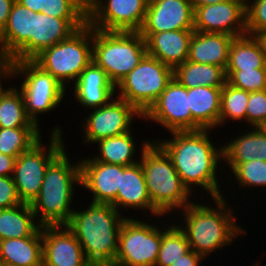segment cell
Masks as SVG:
<instances>
[{"label":"cell","mask_w":266,"mask_h":266,"mask_svg":"<svg viewBox=\"0 0 266 266\" xmlns=\"http://www.w3.org/2000/svg\"><path fill=\"white\" fill-rule=\"evenodd\" d=\"M10 66V59L0 54V78L4 76H7V78L13 77V73L10 69Z\"/></svg>","instance_id":"45"},{"label":"cell","mask_w":266,"mask_h":266,"mask_svg":"<svg viewBox=\"0 0 266 266\" xmlns=\"http://www.w3.org/2000/svg\"><path fill=\"white\" fill-rule=\"evenodd\" d=\"M34 12L14 2L6 26L0 32V54L10 62L31 60Z\"/></svg>","instance_id":"16"},{"label":"cell","mask_w":266,"mask_h":266,"mask_svg":"<svg viewBox=\"0 0 266 266\" xmlns=\"http://www.w3.org/2000/svg\"><path fill=\"white\" fill-rule=\"evenodd\" d=\"M112 204L92 203L88 209L74 211L66 225L79 241L92 266H113L119 233L125 218Z\"/></svg>","instance_id":"2"},{"label":"cell","mask_w":266,"mask_h":266,"mask_svg":"<svg viewBox=\"0 0 266 266\" xmlns=\"http://www.w3.org/2000/svg\"><path fill=\"white\" fill-rule=\"evenodd\" d=\"M4 91H5V90L2 88L1 80H0V97H1V95L3 94Z\"/></svg>","instance_id":"49"},{"label":"cell","mask_w":266,"mask_h":266,"mask_svg":"<svg viewBox=\"0 0 266 266\" xmlns=\"http://www.w3.org/2000/svg\"><path fill=\"white\" fill-rule=\"evenodd\" d=\"M12 176H0V209L20 205Z\"/></svg>","instance_id":"41"},{"label":"cell","mask_w":266,"mask_h":266,"mask_svg":"<svg viewBox=\"0 0 266 266\" xmlns=\"http://www.w3.org/2000/svg\"><path fill=\"white\" fill-rule=\"evenodd\" d=\"M94 109L96 110L85 119L87 123L83 125V131L85 141L95 144L100 139L129 132L133 116L142 117L131 104L120 98Z\"/></svg>","instance_id":"15"},{"label":"cell","mask_w":266,"mask_h":266,"mask_svg":"<svg viewBox=\"0 0 266 266\" xmlns=\"http://www.w3.org/2000/svg\"><path fill=\"white\" fill-rule=\"evenodd\" d=\"M131 132L98 140L99 154L93 159L98 162L131 166L138 163L133 159L135 144Z\"/></svg>","instance_id":"31"},{"label":"cell","mask_w":266,"mask_h":266,"mask_svg":"<svg viewBox=\"0 0 266 266\" xmlns=\"http://www.w3.org/2000/svg\"><path fill=\"white\" fill-rule=\"evenodd\" d=\"M93 62L116 87L148 54L140 32L103 31L93 28Z\"/></svg>","instance_id":"6"},{"label":"cell","mask_w":266,"mask_h":266,"mask_svg":"<svg viewBox=\"0 0 266 266\" xmlns=\"http://www.w3.org/2000/svg\"><path fill=\"white\" fill-rule=\"evenodd\" d=\"M87 4L91 1V0H84Z\"/></svg>","instance_id":"50"},{"label":"cell","mask_w":266,"mask_h":266,"mask_svg":"<svg viewBox=\"0 0 266 266\" xmlns=\"http://www.w3.org/2000/svg\"><path fill=\"white\" fill-rule=\"evenodd\" d=\"M194 30L140 33L146 41L148 55L175 68L188 60L189 44Z\"/></svg>","instance_id":"21"},{"label":"cell","mask_w":266,"mask_h":266,"mask_svg":"<svg viewBox=\"0 0 266 266\" xmlns=\"http://www.w3.org/2000/svg\"><path fill=\"white\" fill-rule=\"evenodd\" d=\"M40 138L38 127L0 128V153L18 158Z\"/></svg>","instance_id":"34"},{"label":"cell","mask_w":266,"mask_h":266,"mask_svg":"<svg viewBox=\"0 0 266 266\" xmlns=\"http://www.w3.org/2000/svg\"><path fill=\"white\" fill-rule=\"evenodd\" d=\"M16 0H0V32L6 26L12 6Z\"/></svg>","instance_id":"44"},{"label":"cell","mask_w":266,"mask_h":266,"mask_svg":"<svg viewBox=\"0 0 266 266\" xmlns=\"http://www.w3.org/2000/svg\"><path fill=\"white\" fill-rule=\"evenodd\" d=\"M266 119V90L249 93L246 121L253 127Z\"/></svg>","instance_id":"40"},{"label":"cell","mask_w":266,"mask_h":266,"mask_svg":"<svg viewBox=\"0 0 266 266\" xmlns=\"http://www.w3.org/2000/svg\"><path fill=\"white\" fill-rule=\"evenodd\" d=\"M92 44L93 27L86 23L67 39L42 50L32 61L66 87L65 81H76L93 61Z\"/></svg>","instance_id":"7"},{"label":"cell","mask_w":266,"mask_h":266,"mask_svg":"<svg viewBox=\"0 0 266 266\" xmlns=\"http://www.w3.org/2000/svg\"><path fill=\"white\" fill-rule=\"evenodd\" d=\"M222 87L197 86L187 89L192 113V131L219 125Z\"/></svg>","instance_id":"25"},{"label":"cell","mask_w":266,"mask_h":266,"mask_svg":"<svg viewBox=\"0 0 266 266\" xmlns=\"http://www.w3.org/2000/svg\"><path fill=\"white\" fill-rule=\"evenodd\" d=\"M227 82L249 93L266 90V68L226 71Z\"/></svg>","instance_id":"38"},{"label":"cell","mask_w":266,"mask_h":266,"mask_svg":"<svg viewBox=\"0 0 266 266\" xmlns=\"http://www.w3.org/2000/svg\"><path fill=\"white\" fill-rule=\"evenodd\" d=\"M65 149L49 164L38 195L30 203L41 226H65L74 210L70 209L75 183L81 185V168L71 165Z\"/></svg>","instance_id":"3"},{"label":"cell","mask_w":266,"mask_h":266,"mask_svg":"<svg viewBox=\"0 0 266 266\" xmlns=\"http://www.w3.org/2000/svg\"><path fill=\"white\" fill-rule=\"evenodd\" d=\"M249 100V92L234 87L228 82L222 87L221 91V109L219 117V126L225 119L246 120V109Z\"/></svg>","instance_id":"36"},{"label":"cell","mask_w":266,"mask_h":266,"mask_svg":"<svg viewBox=\"0 0 266 266\" xmlns=\"http://www.w3.org/2000/svg\"><path fill=\"white\" fill-rule=\"evenodd\" d=\"M142 117L160 123L169 132L192 131V113L187 88L173 78Z\"/></svg>","instance_id":"14"},{"label":"cell","mask_w":266,"mask_h":266,"mask_svg":"<svg viewBox=\"0 0 266 266\" xmlns=\"http://www.w3.org/2000/svg\"><path fill=\"white\" fill-rule=\"evenodd\" d=\"M16 88H7L0 97V128L38 127L27 116L23 95Z\"/></svg>","instance_id":"32"},{"label":"cell","mask_w":266,"mask_h":266,"mask_svg":"<svg viewBox=\"0 0 266 266\" xmlns=\"http://www.w3.org/2000/svg\"><path fill=\"white\" fill-rule=\"evenodd\" d=\"M242 186H266V161L255 158L246 163H228Z\"/></svg>","instance_id":"37"},{"label":"cell","mask_w":266,"mask_h":266,"mask_svg":"<svg viewBox=\"0 0 266 266\" xmlns=\"http://www.w3.org/2000/svg\"><path fill=\"white\" fill-rule=\"evenodd\" d=\"M102 1V2H101ZM91 0L87 4V23L103 31L139 32L149 0Z\"/></svg>","instance_id":"12"},{"label":"cell","mask_w":266,"mask_h":266,"mask_svg":"<svg viewBox=\"0 0 266 266\" xmlns=\"http://www.w3.org/2000/svg\"><path fill=\"white\" fill-rule=\"evenodd\" d=\"M173 79V68L146 55L117 85L118 98L131 104L142 116Z\"/></svg>","instance_id":"8"},{"label":"cell","mask_w":266,"mask_h":266,"mask_svg":"<svg viewBox=\"0 0 266 266\" xmlns=\"http://www.w3.org/2000/svg\"><path fill=\"white\" fill-rule=\"evenodd\" d=\"M223 198H214L217 209L193 202L183 208L186 219L184 223L187 222V225L184 229L179 227L184 232L191 250L203 258L229 244L234 237L244 232L234 223L231 210L226 207L227 203Z\"/></svg>","instance_id":"4"},{"label":"cell","mask_w":266,"mask_h":266,"mask_svg":"<svg viewBox=\"0 0 266 266\" xmlns=\"http://www.w3.org/2000/svg\"><path fill=\"white\" fill-rule=\"evenodd\" d=\"M32 10L58 18H87V3L84 0H16Z\"/></svg>","instance_id":"33"},{"label":"cell","mask_w":266,"mask_h":266,"mask_svg":"<svg viewBox=\"0 0 266 266\" xmlns=\"http://www.w3.org/2000/svg\"><path fill=\"white\" fill-rule=\"evenodd\" d=\"M256 130H258L263 136L266 137V119L262 120L257 126H255Z\"/></svg>","instance_id":"48"},{"label":"cell","mask_w":266,"mask_h":266,"mask_svg":"<svg viewBox=\"0 0 266 266\" xmlns=\"http://www.w3.org/2000/svg\"><path fill=\"white\" fill-rule=\"evenodd\" d=\"M203 259L202 256L198 255L193 250H190L170 266H198L199 261H202Z\"/></svg>","instance_id":"42"},{"label":"cell","mask_w":266,"mask_h":266,"mask_svg":"<svg viewBox=\"0 0 266 266\" xmlns=\"http://www.w3.org/2000/svg\"><path fill=\"white\" fill-rule=\"evenodd\" d=\"M10 69L13 76L17 74L26 77L20 92L23 95L27 116L38 125V113H46L55 109L61 103L66 89L32 60L11 62Z\"/></svg>","instance_id":"9"},{"label":"cell","mask_w":266,"mask_h":266,"mask_svg":"<svg viewBox=\"0 0 266 266\" xmlns=\"http://www.w3.org/2000/svg\"><path fill=\"white\" fill-rule=\"evenodd\" d=\"M81 185L93 192L92 203L112 204L121 182V165L82 159Z\"/></svg>","instance_id":"19"},{"label":"cell","mask_w":266,"mask_h":266,"mask_svg":"<svg viewBox=\"0 0 266 266\" xmlns=\"http://www.w3.org/2000/svg\"><path fill=\"white\" fill-rule=\"evenodd\" d=\"M0 263L3 266H41L42 228L30 237L1 240Z\"/></svg>","instance_id":"26"},{"label":"cell","mask_w":266,"mask_h":266,"mask_svg":"<svg viewBox=\"0 0 266 266\" xmlns=\"http://www.w3.org/2000/svg\"><path fill=\"white\" fill-rule=\"evenodd\" d=\"M246 1L226 0L195 8L194 31L224 33L233 37L247 34Z\"/></svg>","instance_id":"13"},{"label":"cell","mask_w":266,"mask_h":266,"mask_svg":"<svg viewBox=\"0 0 266 266\" xmlns=\"http://www.w3.org/2000/svg\"><path fill=\"white\" fill-rule=\"evenodd\" d=\"M223 159L227 163H246L255 158L266 161V137L252 130L224 145Z\"/></svg>","instance_id":"30"},{"label":"cell","mask_w":266,"mask_h":266,"mask_svg":"<svg viewBox=\"0 0 266 266\" xmlns=\"http://www.w3.org/2000/svg\"><path fill=\"white\" fill-rule=\"evenodd\" d=\"M112 205L117 210L118 206L145 208L156 216L162 215L151 203L140 162L131 166H121L120 188Z\"/></svg>","instance_id":"24"},{"label":"cell","mask_w":266,"mask_h":266,"mask_svg":"<svg viewBox=\"0 0 266 266\" xmlns=\"http://www.w3.org/2000/svg\"><path fill=\"white\" fill-rule=\"evenodd\" d=\"M87 23V18H58L34 12L31 60L45 48L70 37Z\"/></svg>","instance_id":"20"},{"label":"cell","mask_w":266,"mask_h":266,"mask_svg":"<svg viewBox=\"0 0 266 266\" xmlns=\"http://www.w3.org/2000/svg\"><path fill=\"white\" fill-rule=\"evenodd\" d=\"M162 232L154 225L125 218L113 266H155Z\"/></svg>","instance_id":"11"},{"label":"cell","mask_w":266,"mask_h":266,"mask_svg":"<svg viewBox=\"0 0 266 266\" xmlns=\"http://www.w3.org/2000/svg\"><path fill=\"white\" fill-rule=\"evenodd\" d=\"M191 250L188 240L179 225L163 231L159 255L155 266H170Z\"/></svg>","instance_id":"35"},{"label":"cell","mask_w":266,"mask_h":266,"mask_svg":"<svg viewBox=\"0 0 266 266\" xmlns=\"http://www.w3.org/2000/svg\"><path fill=\"white\" fill-rule=\"evenodd\" d=\"M42 226L44 266H92L74 233L65 225ZM61 230H60V229Z\"/></svg>","instance_id":"17"},{"label":"cell","mask_w":266,"mask_h":266,"mask_svg":"<svg viewBox=\"0 0 266 266\" xmlns=\"http://www.w3.org/2000/svg\"><path fill=\"white\" fill-rule=\"evenodd\" d=\"M75 98L85 107L97 108L107 105L116 92L106 72L93 61L74 82Z\"/></svg>","instance_id":"22"},{"label":"cell","mask_w":266,"mask_h":266,"mask_svg":"<svg viewBox=\"0 0 266 266\" xmlns=\"http://www.w3.org/2000/svg\"><path fill=\"white\" fill-rule=\"evenodd\" d=\"M193 9L203 7L206 5L220 3L226 0H189Z\"/></svg>","instance_id":"46"},{"label":"cell","mask_w":266,"mask_h":266,"mask_svg":"<svg viewBox=\"0 0 266 266\" xmlns=\"http://www.w3.org/2000/svg\"><path fill=\"white\" fill-rule=\"evenodd\" d=\"M15 157L0 153V176H12L15 167ZM10 173V174H9Z\"/></svg>","instance_id":"43"},{"label":"cell","mask_w":266,"mask_h":266,"mask_svg":"<svg viewBox=\"0 0 266 266\" xmlns=\"http://www.w3.org/2000/svg\"><path fill=\"white\" fill-rule=\"evenodd\" d=\"M234 37L224 33L194 31L189 44L188 61L211 64L225 70Z\"/></svg>","instance_id":"23"},{"label":"cell","mask_w":266,"mask_h":266,"mask_svg":"<svg viewBox=\"0 0 266 266\" xmlns=\"http://www.w3.org/2000/svg\"><path fill=\"white\" fill-rule=\"evenodd\" d=\"M255 37L258 39V41L262 47L263 54H264L265 60H266V30L256 33Z\"/></svg>","instance_id":"47"},{"label":"cell","mask_w":266,"mask_h":266,"mask_svg":"<svg viewBox=\"0 0 266 266\" xmlns=\"http://www.w3.org/2000/svg\"><path fill=\"white\" fill-rule=\"evenodd\" d=\"M246 4V31L255 35L266 30V0H254Z\"/></svg>","instance_id":"39"},{"label":"cell","mask_w":266,"mask_h":266,"mask_svg":"<svg viewBox=\"0 0 266 266\" xmlns=\"http://www.w3.org/2000/svg\"><path fill=\"white\" fill-rule=\"evenodd\" d=\"M51 133L49 150L45 153L41 139L15 161L13 181L22 203L30 204L38 195L49 164L64 150L61 129Z\"/></svg>","instance_id":"10"},{"label":"cell","mask_w":266,"mask_h":266,"mask_svg":"<svg viewBox=\"0 0 266 266\" xmlns=\"http://www.w3.org/2000/svg\"><path fill=\"white\" fill-rule=\"evenodd\" d=\"M141 152L140 163L152 205L163 215L191 204V192L183 185L166 152L153 141L143 143Z\"/></svg>","instance_id":"5"},{"label":"cell","mask_w":266,"mask_h":266,"mask_svg":"<svg viewBox=\"0 0 266 266\" xmlns=\"http://www.w3.org/2000/svg\"><path fill=\"white\" fill-rule=\"evenodd\" d=\"M173 78L187 89L197 86L223 87L227 82L223 67L188 60L173 69Z\"/></svg>","instance_id":"28"},{"label":"cell","mask_w":266,"mask_h":266,"mask_svg":"<svg viewBox=\"0 0 266 266\" xmlns=\"http://www.w3.org/2000/svg\"><path fill=\"white\" fill-rule=\"evenodd\" d=\"M35 219L28 203L0 209V241L35 235L42 228L40 224H35Z\"/></svg>","instance_id":"27"},{"label":"cell","mask_w":266,"mask_h":266,"mask_svg":"<svg viewBox=\"0 0 266 266\" xmlns=\"http://www.w3.org/2000/svg\"><path fill=\"white\" fill-rule=\"evenodd\" d=\"M266 68L262 47L255 35L234 37L229 49L226 71H241Z\"/></svg>","instance_id":"29"},{"label":"cell","mask_w":266,"mask_h":266,"mask_svg":"<svg viewBox=\"0 0 266 266\" xmlns=\"http://www.w3.org/2000/svg\"><path fill=\"white\" fill-rule=\"evenodd\" d=\"M209 129L197 131H174L173 140L157 144L170 157L183 185L190 191V185H200L211 197H221L216 169L223 148L216 149L209 139Z\"/></svg>","instance_id":"1"},{"label":"cell","mask_w":266,"mask_h":266,"mask_svg":"<svg viewBox=\"0 0 266 266\" xmlns=\"http://www.w3.org/2000/svg\"><path fill=\"white\" fill-rule=\"evenodd\" d=\"M194 30V9L189 0H149L140 33Z\"/></svg>","instance_id":"18"}]
</instances>
